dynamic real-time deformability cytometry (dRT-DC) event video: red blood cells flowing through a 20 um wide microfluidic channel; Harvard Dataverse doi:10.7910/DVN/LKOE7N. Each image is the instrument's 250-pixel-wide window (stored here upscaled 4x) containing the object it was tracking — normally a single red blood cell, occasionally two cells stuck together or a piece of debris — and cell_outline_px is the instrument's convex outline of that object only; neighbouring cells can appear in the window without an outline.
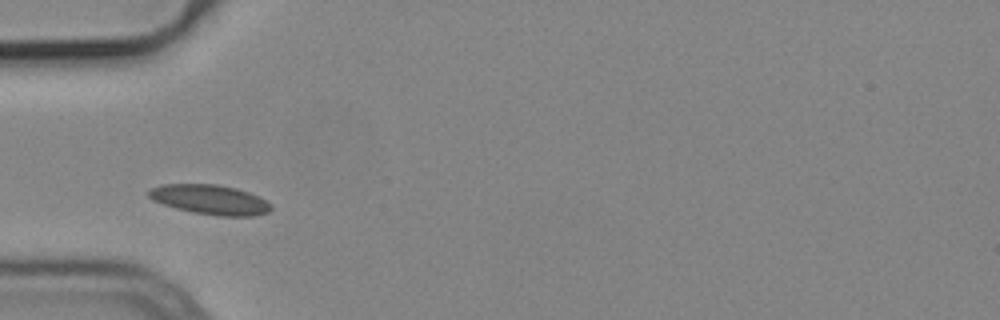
{"species": "common noctule bat (a hibernating species)", "species_latin": "Nyctalus noctula", "temperature_condition": "cold", "stored_images_in_passage": 10, "camera_frame_rate_fps": 3000, "um_per_image_px": 0.085, "animal": {"sex": "male", "body_mass_g": 19.2, "forearm_length_mm": 51.8}, "frame": {"image": 1, "passage_image": 4, "time_ms": 1.0, "image_size_px": [1000, 320], "cell_outline_px": [[272, 208], [268, 212], [256, 216], [216, 216], [192, 212], [176, 208], [152, 200], [148, 196], [148, 192], [152, 188], [160, 184], [216, 184], [236, 188], [248, 192], [272, 204]], "centroid_in_image_um": [17.85, 16.97], "position_along_channel_um": 67.1, "area_um2": 21.15}}
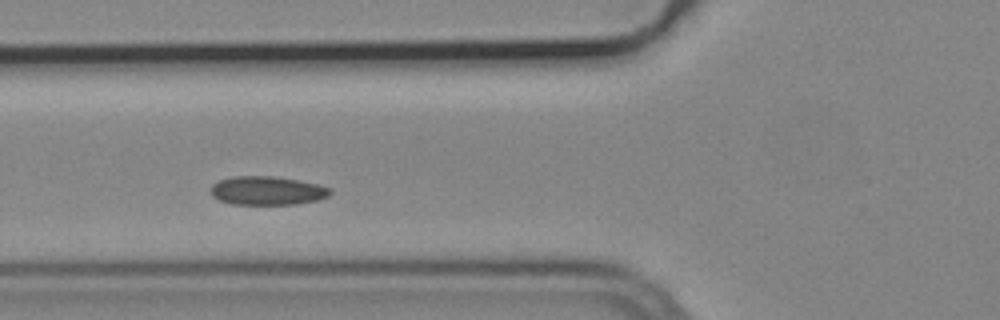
{"frame": {"image": 2, "passage_image": 7, "time_ms": 2.0, "image_size_px": [1000, 320], "cell_outline_px": [[332, 192], [328, 196], [316, 200], [296, 204], [232, 204], [220, 200], [212, 196], [212, 184], [220, 180], [232, 176], [272, 176], [300, 180], [316, 184], [328, 188]], "centroid_in_image_um": [22.7, 16.2], "position_along_channel_um": 103.1, "area_um2": 19.77}}
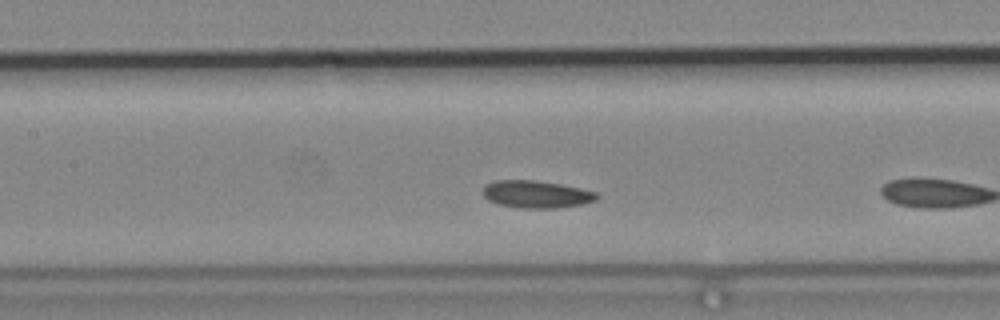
{"frame": {"image": 3, "passage_image": 9, "time_ms": 2.667, "image_size_px": [1000, 320], "cell_outline_px": [[600, 196], [596, 200], [584, 204], [556, 208], [524, 208], [496, 204], [488, 200], [484, 196], [484, 184], [496, 180], [536, 180], [560, 184], [580, 188], [596, 192]], "centroid_in_image_um": [45.6, 16.51], "position_along_channel_um": 161.8, "area_um2": 18.26}}